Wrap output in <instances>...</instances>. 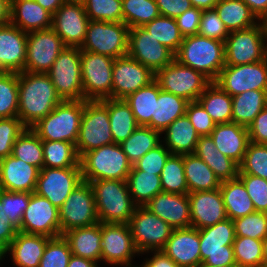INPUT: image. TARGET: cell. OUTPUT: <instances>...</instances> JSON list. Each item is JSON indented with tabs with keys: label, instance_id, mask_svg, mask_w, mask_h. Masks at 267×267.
<instances>
[{
	"label": "cell",
	"instance_id": "cell-1",
	"mask_svg": "<svg viewBox=\"0 0 267 267\" xmlns=\"http://www.w3.org/2000/svg\"><path fill=\"white\" fill-rule=\"evenodd\" d=\"M18 118L27 127L46 117L63 100L47 73H18Z\"/></svg>",
	"mask_w": 267,
	"mask_h": 267
},
{
	"label": "cell",
	"instance_id": "cell-2",
	"mask_svg": "<svg viewBox=\"0 0 267 267\" xmlns=\"http://www.w3.org/2000/svg\"><path fill=\"white\" fill-rule=\"evenodd\" d=\"M224 42L200 35L185 36L174 59L214 82L225 66Z\"/></svg>",
	"mask_w": 267,
	"mask_h": 267
},
{
	"label": "cell",
	"instance_id": "cell-3",
	"mask_svg": "<svg viewBox=\"0 0 267 267\" xmlns=\"http://www.w3.org/2000/svg\"><path fill=\"white\" fill-rule=\"evenodd\" d=\"M90 184L99 222L128 224L136 205L127 182L108 179L91 181Z\"/></svg>",
	"mask_w": 267,
	"mask_h": 267
},
{
	"label": "cell",
	"instance_id": "cell-4",
	"mask_svg": "<svg viewBox=\"0 0 267 267\" xmlns=\"http://www.w3.org/2000/svg\"><path fill=\"white\" fill-rule=\"evenodd\" d=\"M83 112V100L62 101L30 129L42 141H66L76 145Z\"/></svg>",
	"mask_w": 267,
	"mask_h": 267
},
{
	"label": "cell",
	"instance_id": "cell-5",
	"mask_svg": "<svg viewBox=\"0 0 267 267\" xmlns=\"http://www.w3.org/2000/svg\"><path fill=\"white\" fill-rule=\"evenodd\" d=\"M82 179L86 182L95 180L126 181L132 170V163L117 143L104 145L88 151L80 157Z\"/></svg>",
	"mask_w": 267,
	"mask_h": 267
},
{
	"label": "cell",
	"instance_id": "cell-6",
	"mask_svg": "<svg viewBox=\"0 0 267 267\" xmlns=\"http://www.w3.org/2000/svg\"><path fill=\"white\" fill-rule=\"evenodd\" d=\"M267 36L263 21L256 26L232 31L224 42L225 65H243L267 58Z\"/></svg>",
	"mask_w": 267,
	"mask_h": 267
},
{
	"label": "cell",
	"instance_id": "cell-7",
	"mask_svg": "<svg viewBox=\"0 0 267 267\" xmlns=\"http://www.w3.org/2000/svg\"><path fill=\"white\" fill-rule=\"evenodd\" d=\"M128 34L129 27L124 22L90 20L79 48L113 59L123 57L128 52Z\"/></svg>",
	"mask_w": 267,
	"mask_h": 267
},
{
	"label": "cell",
	"instance_id": "cell-8",
	"mask_svg": "<svg viewBox=\"0 0 267 267\" xmlns=\"http://www.w3.org/2000/svg\"><path fill=\"white\" fill-rule=\"evenodd\" d=\"M199 236L201 263L212 267L236 265L233 251L236 235L231 219L199 229Z\"/></svg>",
	"mask_w": 267,
	"mask_h": 267
},
{
	"label": "cell",
	"instance_id": "cell-9",
	"mask_svg": "<svg viewBox=\"0 0 267 267\" xmlns=\"http://www.w3.org/2000/svg\"><path fill=\"white\" fill-rule=\"evenodd\" d=\"M63 101L86 100L83 93L81 49L66 46L47 72Z\"/></svg>",
	"mask_w": 267,
	"mask_h": 267
},
{
	"label": "cell",
	"instance_id": "cell-10",
	"mask_svg": "<svg viewBox=\"0 0 267 267\" xmlns=\"http://www.w3.org/2000/svg\"><path fill=\"white\" fill-rule=\"evenodd\" d=\"M113 143L107 107L100 100H84L76 150L84 153Z\"/></svg>",
	"mask_w": 267,
	"mask_h": 267
},
{
	"label": "cell",
	"instance_id": "cell-11",
	"mask_svg": "<svg viewBox=\"0 0 267 267\" xmlns=\"http://www.w3.org/2000/svg\"><path fill=\"white\" fill-rule=\"evenodd\" d=\"M159 87L187 101H197L199 96L212 83L202 72L185 66L175 59L155 73Z\"/></svg>",
	"mask_w": 267,
	"mask_h": 267
},
{
	"label": "cell",
	"instance_id": "cell-12",
	"mask_svg": "<svg viewBox=\"0 0 267 267\" xmlns=\"http://www.w3.org/2000/svg\"><path fill=\"white\" fill-rule=\"evenodd\" d=\"M113 58L81 50L83 93L86 100L113 98Z\"/></svg>",
	"mask_w": 267,
	"mask_h": 267
},
{
	"label": "cell",
	"instance_id": "cell-13",
	"mask_svg": "<svg viewBox=\"0 0 267 267\" xmlns=\"http://www.w3.org/2000/svg\"><path fill=\"white\" fill-rule=\"evenodd\" d=\"M128 225L139 254L162 250L173 231L145 206H136Z\"/></svg>",
	"mask_w": 267,
	"mask_h": 267
},
{
	"label": "cell",
	"instance_id": "cell-14",
	"mask_svg": "<svg viewBox=\"0 0 267 267\" xmlns=\"http://www.w3.org/2000/svg\"><path fill=\"white\" fill-rule=\"evenodd\" d=\"M61 235L68 230L99 222L90 182L82 181L59 208Z\"/></svg>",
	"mask_w": 267,
	"mask_h": 267
},
{
	"label": "cell",
	"instance_id": "cell-15",
	"mask_svg": "<svg viewBox=\"0 0 267 267\" xmlns=\"http://www.w3.org/2000/svg\"><path fill=\"white\" fill-rule=\"evenodd\" d=\"M214 83L231 97L240 93L267 91V58L243 65H225Z\"/></svg>",
	"mask_w": 267,
	"mask_h": 267
},
{
	"label": "cell",
	"instance_id": "cell-16",
	"mask_svg": "<svg viewBox=\"0 0 267 267\" xmlns=\"http://www.w3.org/2000/svg\"><path fill=\"white\" fill-rule=\"evenodd\" d=\"M65 47L52 28L28 32L24 71L47 73Z\"/></svg>",
	"mask_w": 267,
	"mask_h": 267
},
{
	"label": "cell",
	"instance_id": "cell-17",
	"mask_svg": "<svg viewBox=\"0 0 267 267\" xmlns=\"http://www.w3.org/2000/svg\"><path fill=\"white\" fill-rule=\"evenodd\" d=\"M83 181L81 167H43L38 175L35 193L60 208L71 192Z\"/></svg>",
	"mask_w": 267,
	"mask_h": 267
},
{
	"label": "cell",
	"instance_id": "cell-18",
	"mask_svg": "<svg viewBox=\"0 0 267 267\" xmlns=\"http://www.w3.org/2000/svg\"><path fill=\"white\" fill-rule=\"evenodd\" d=\"M139 255L128 224L102 223L101 260L111 265H132L133 257Z\"/></svg>",
	"mask_w": 267,
	"mask_h": 267
},
{
	"label": "cell",
	"instance_id": "cell-19",
	"mask_svg": "<svg viewBox=\"0 0 267 267\" xmlns=\"http://www.w3.org/2000/svg\"><path fill=\"white\" fill-rule=\"evenodd\" d=\"M127 55L149 68L154 74L174 60V53L142 26L129 28Z\"/></svg>",
	"mask_w": 267,
	"mask_h": 267
},
{
	"label": "cell",
	"instance_id": "cell-20",
	"mask_svg": "<svg viewBox=\"0 0 267 267\" xmlns=\"http://www.w3.org/2000/svg\"><path fill=\"white\" fill-rule=\"evenodd\" d=\"M18 231L43 235L49 238L61 235L59 209L47 198L31 193L28 207L24 211Z\"/></svg>",
	"mask_w": 267,
	"mask_h": 267
},
{
	"label": "cell",
	"instance_id": "cell-21",
	"mask_svg": "<svg viewBox=\"0 0 267 267\" xmlns=\"http://www.w3.org/2000/svg\"><path fill=\"white\" fill-rule=\"evenodd\" d=\"M155 80V74L139 61L126 55L113 63V99H125Z\"/></svg>",
	"mask_w": 267,
	"mask_h": 267
},
{
	"label": "cell",
	"instance_id": "cell-22",
	"mask_svg": "<svg viewBox=\"0 0 267 267\" xmlns=\"http://www.w3.org/2000/svg\"><path fill=\"white\" fill-rule=\"evenodd\" d=\"M89 18L81 4L63 3L53 14L52 29L69 47H80L85 39Z\"/></svg>",
	"mask_w": 267,
	"mask_h": 267
},
{
	"label": "cell",
	"instance_id": "cell-23",
	"mask_svg": "<svg viewBox=\"0 0 267 267\" xmlns=\"http://www.w3.org/2000/svg\"><path fill=\"white\" fill-rule=\"evenodd\" d=\"M191 226L202 229L227 219L220 189L188 193Z\"/></svg>",
	"mask_w": 267,
	"mask_h": 267
},
{
	"label": "cell",
	"instance_id": "cell-24",
	"mask_svg": "<svg viewBox=\"0 0 267 267\" xmlns=\"http://www.w3.org/2000/svg\"><path fill=\"white\" fill-rule=\"evenodd\" d=\"M163 251L178 267H198L201 264L199 229H173Z\"/></svg>",
	"mask_w": 267,
	"mask_h": 267
},
{
	"label": "cell",
	"instance_id": "cell-25",
	"mask_svg": "<svg viewBox=\"0 0 267 267\" xmlns=\"http://www.w3.org/2000/svg\"><path fill=\"white\" fill-rule=\"evenodd\" d=\"M27 51V32L11 23L0 26V71H24Z\"/></svg>",
	"mask_w": 267,
	"mask_h": 267
},
{
	"label": "cell",
	"instance_id": "cell-26",
	"mask_svg": "<svg viewBox=\"0 0 267 267\" xmlns=\"http://www.w3.org/2000/svg\"><path fill=\"white\" fill-rule=\"evenodd\" d=\"M145 207L173 229L191 227L188 194L161 192L152 198Z\"/></svg>",
	"mask_w": 267,
	"mask_h": 267
},
{
	"label": "cell",
	"instance_id": "cell-27",
	"mask_svg": "<svg viewBox=\"0 0 267 267\" xmlns=\"http://www.w3.org/2000/svg\"><path fill=\"white\" fill-rule=\"evenodd\" d=\"M40 169L12 155L0 160V190L33 193Z\"/></svg>",
	"mask_w": 267,
	"mask_h": 267
},
{
	"label": "cell",
	"instance_id": "cell-28",
	"mask_svg": "<svg viewBox=\"0 0 267 267\" xmlns=\"http://www.w3.org/2000/svg\"><path fill=\"white\" fill-rule=\"evenodd\" d=\"M216 148L239 165L250 143L248 127L234 122L216 124L210 134Z\"/></svg>",
	"mask_w": 267,
	"mask_h": 267
},
{
	"label": "cell",
	"instance_id": "cell-29",
	"mask_svg": "<svg viewBox=\"0 0 267 267\" xmlns=\"http://www.w3.org/2000/svg\"><path fill=\"white\" fill-rule=\"evenodd\" d=\"M52 17L35 0H11L10 23L24 32L52 28Z\"/></svg>",
	"mask_w": 267,
	"mask_h": 267
},
{
	"label": "cell",
	"instance_id": "cell-30",
	"mask_svg": "<svg viewBox=\"0 0 267 267\" xmlns=\"http://www.w3.org/2000/svg\"><path fill=\"white\" fill-rule=\"evenodd\" d=\"M50 238L18 231L7 247V253L16 267H39L46 244Z\"/></svg>",
	"mask_w": 267,
	"mask_h": 267
},
{
	"label": "cell",
	"instance_id": "cell-31",
	"mask_svg": "<svg viewBox=\"0 0 267 267\" xmlns=\"http://www.w3.org/2000/svg\"><path fill=\"white\" fill-rule=\"evenodd\" d=\"M69 244L72 255L101 261L102 222L78 227L62 234Z\"/></svg>",
	"mask_w": 267,
	"mask_h": 267
},
{
	"label": "cell",
	"instance_id": "cell-32",
	"mask_svg": "<svg viewBox=\"0 0 267 267\" xmlns=\"http://www.w3.org/2000/svg\"><path fill=\"white\" fill-rule=\"evenodd\" d=\"M194 154L211 168L220 182L235 179L239 175L240 165L222 154L210 135L199 137Z\"/></svg>",
	"mask_w": 267,
	"mask_h": 267
},
{
	"label": "cell",
	"instance_id": "cell-33",
	"mask_svg": "<svg viewBox=\"0 0 267 267\" xmlns=\"http://www.w3.org/2000/svg\"><path fill=\"white\" fill-rule=\"evenodd\" d=\"M163 132L164 145L172 154L194 153L200 136L186 114L172 122Z\"/></svg>",
	"mask_w": 267,
	"mask_h": 267
},
{
	"label": "cell",
	"instance_id": "cell-34",
	"mask_svg": "<svg viewBox=\"0 0 267 267\" xmlns=\"http://www.w3.org/2000/svg\"><path fill=\"white\" fill-rule=\"evenodd\" d=\"M100 101L108 110L113 143L127 140L139 126L129 104L124 99L105 98Z\"/></svg>",
	"mask_w": 267,
	"mask_h": 267
},
{
	"label": "cell",
	"instance_id": "cell-35",
	"mask_svg": "<svg viewBox=\"0 0 267 267\" xmlns=\"http://www.w3.org/2000/svg\"><path fill=\"white\" fill-rule=\"evenodd\" d=\"M219 189L228 219L233 221L255 212L253 201L248 196L247 189L239 177L221 182Z\"/></svg>",
	"mask_w": 267,
	"mask_h": 267
},
{
	"label": "cell",
	"instance_id": "cell-36",
	"mask_svg": "<svg viewBox=\"0 0 267 267\" xmlns=\"http://www.w3.org/2000/svg\"><path fill=\"white\" fill-rule=\"evenodd\" d=\"M188 103L185 98L160 88L158 100H155V118H151L147 126L163 134L172 122L185 115Z\"/></svg>",
	"mask_w": 267,
	"mask_h": 267
},
{
	"label": "cell",
	"instance_id": "cell-37",
	"mask_svg": "<svg viewBox=\"0 0 267 267\" xmlns=\"http://www.w3.org/2000/svg\"><path fill=\"white\" fill-rule=\"evenodd\" d=\"M183 164L188 193L220 188V180L211 168L194 153L183 155Z\"/></svg>",
	"mask_w": 267,
	"mask_h": 267
},
{
	"label": "cell",
	"instance_id": "cell-38",
	"mask_svg": "<svg viewBox=\"0 0 267 267\" xmlns=\"http://www.w3.org/2000/svg\"><path fill=\"white\" fill-rule=\"evenodd\" d=\"M214 8L229 32L250 28L260 23L242 0H220Z\"/></svg>",
	"mask_w": 267,
	"mask_h": 267
},
{
	"label": "cell",
	"instance_id": "cell-39",
	"mask_svg": "<svg viewBox=\"0 0 267 267\" xmlns=\"http://www.w3.org/2000/svg\"><path fill=\"white\" fill-rule=\"evenodd\" d=\"M267 106V91L251 90L232 97V122L249 127Z\"/></svg>",
	"mask_w": 267,
	"mask_h": 267
},
{
	"label": "cell",
	"instance_id": "cell-40",
	"mask_svg": "<svg viewBox=\"0 0 267 267\" xmlns=\"http://www.w3.org/2000/svg\"><path fill=\"white\" fill-rule=\"evenodd\" d=\"M197 101L215 124L232 122V97L212 82Z\"/></svg>",
	"mask_w": 267,
	"mask_h": 267
},
{
	"label": "cell",
	"instance_id": "cell-41",
	"mask_svg": "<svg viewBox=\"0 0 267 267\" xmlns=\"http://www.w3.org/2000/svg\"><path fill=\"white\" fill-rule=\"evenodd\" d=\"M159 84L154 80L124 100L129 104L139 126H147L155 118V100H158Z\"/></svg>",
	"mask_w": 267,
	"mask_h": 267
},
{
	"label": "cell",
	"instance_id": "cell-42",
	"mask_svg": "<svg viewBox=\"0 0 267 267\" xmlns=\"http://www.w3.org/2000/svg\"><path fill=\"white\" fill-rule=\"evenodd\" d=\"M127 185L136 206H145L158 193L163 192L160 175L145 171H130Z\"/></svg>",
	"mask_w": 267,
	"mask_h": 267
},
{
	"label": "cell",
	"instance_id": "cell-43",
	"mask_svg": "<svg viewBox=\"0 0 267 267\" xmlns=\"http://www.w3.org/2000/svg\"><path fill=\"white\" fill-rule=\"evenodd\" d=\"M162 134L148 126H138L131 136L121 142L123 152L129 161L134 165L147 152L158 146Z\"/></svg>",
	"mask_w": 267,
	"mask_h": 267
},
{
	"label": "cell",
	"instance_id": "cell-44",
	"mask_svg": "<svg viewBox=\"0 0 267 267\" xmlns=\"http://www.w3.org/2000/svg\"><path fill=\"white\" fill-rule=\"evenodd\" d=\"M43 167L68 168L80 167V157L76 145L66 141H42Z\"/></svg>",
	"mask_w": 267,
	"mask_h": 267
},
{
	"label": "cell",
	"instance_id": "cell-45",
	"mask_svg": "<svg viewBox=\"0 0 267 267\" xmlns=\"http://www.w3.org/2000/svg\"><path fill=\"white\" fill-rule=\"evenodd\" d=\"M142 27L174 54L178 51L184 39V36L181 34L177 26L175 18L159 15Z\"/></svg>",
	"mask_w": 267,
	"mask_h": 267
},
{
	"label": "cell",
	"instance_id": "cell-46",
	"mask_svg": "<svg viewBox=\"0 0 267 267\" xmlns=\"http://www.w3.org/2000/svg\"><path fill=\"white\" fill-rule=\"evenodd\" d=\"M12 156L41 170L44 159L42 140L30 128H26L14 142Z\"/></svg>",
	"mask_w": 267,
	"mask_h": 267
},
{
	"label": "cell",
	"instance_id": "cell-47",
	"mask_svg": "<svg viewBox=\"0 0 267 267\" xmlns=\"http://www.w3.org/2000/svg\"><path fill=\"white\" fill-rule=\"evenodd\" d=\"M122 14L129 28L143 26L160 15L156 0H122Z\"/></svg>",
	"mask_w": 267,
	"mask_h": 267
},
{
	"label": "cell",
	"instance_id": "cell-48",
	"mask_svg": "<svg viewBox=\"0 0 267 267\" xmlns=\"http://www.w3.org/2000/svg\"><path fill=\"white\" fill-rule=\"evenodd\" d=\"M160 179L163 192L188 194L183 155L171 154L169 156L162 169Z\"/></svg>",
	"mask_w": 267,
	"mask_h": 267
},
{
	"label": "cell",
	"instance_id": "cell-49",
	"mask_svg": "<svg viewBox=\"0 0 267 267\" xmlns=\"http://www.w3.org/2000/svg\"><path fill=\"white\" fill-rule=\"evenodd\" d=\"M18 73L0 71V119L18 117Z\"/></svg>",
	"mask_w": 267,
	"mask_h": 267
},
{
	"label": "cell",
	"instance_id": "cell-50",
	"mask_svg": "<svg viewBox=\"0 0 267 267\" xmlns=\"http://www.w3.org/2000/svg\"><path fill=\"white\" fill-rule=\"evenodd\" d=\"M235 263L238 267H263V241L236 236L233 242Z\"/></svg>",
	"mask_w": 267,
	"mask_h": 267
},
{
	"label": "cell",
	"instance_id": "cell-51",
	"mask_svg": "<svg viewBox=\"0 0 267 267\" xmlns=\"http://www.w3.org/2000/svg\"><path fill=\"white\" fill-rule=\"evenodd\" d=\"M89 20L123 22L122 0H85Z\"/></svg>",
	"mask_w": 267,
	"mask_h": 267
},
{
	"label": "cell",
	"instance_id": "cell-52",
	"mask_svg": "<svg viewBox=\"0 0 267 267\" xmlns=\"http://www.w3.org/2000/svg\"><path fill=\"white\" fill-rule=\"evenodd\" d=\"M239 174L254 175L267 180V144H248Z\"/></svg>",
	"mask_w": 267,
	"mask_h": 267
},
{
	"label": "cell",
	"instance_id": "cell-53",
	"mask_svg": "<svg viewBox=\"0 0 267 267\" xmlns=\"http://www.w3.org/2000/svg\"><path fill=\"white\" fill-rule=\"evenodd\" d=\"M72 252L63 235L50 238L44 249L39 267H67Z\"/></svg>",
	"mask_w": 267,
	"mask_h": 267
},
{
	"label": "cell",
	"instance_id": "cell-54",
	"mask_svg": "<svg viewBox=\"0 0 267 267\" xmlns=\"http://www.w3.org/2000/svg\"><path fill=\"white\" fill-rule=\"evenodd\" d=\"M235 235L263 240L267 236V213L255 211L233 220Z\"/></svg>",
	"mask_w": 267,
	"mask_h": 267
},
{
	"label": "cell",
	"instance_id": "cell-55",
	"mask_svg": "<svg viewBox=\"0 0 267 267\" xmlns=\"http://www.w3.org/2000/svg\"><path fill=\"white\" fill-rule=\"evenodd\" d=\"M30 192H11L0 190V199L3 211L9 218V222L17 229L21 226L24 211L28 207Z\"/></svg>",
	"mask_w": 267,
	"mask_h": 267
},
{
	"label": "cell",
	"instance_id": "cell-56",
	"mask_svg": "<svg viewBox=\"0 0 267 267\" xmlns=\"http://www.w3.org/2000/svg\"><path fill=\"white\" fill-rule=\"evenodd\" d=\"M26 128L18 117L0 119V160L12 155L14 142Z\"/></svg>",
	"mask_w": 267,
	"mask_h": 267
},
{
	"label": "cell",
	"instance_id": "cell-57",
	"mask_svg": "<svg viewBox=\"0 0 267 267\" xmlns=\"http://www.w3.org/2000/svg\"><path fill=\"white\" fill-rule=\"evenodd\" d=\"M171 154L161 142L139 159L133 165L131 171H145L146 173L161 175L162 169Z\"/></svg>",
	"mask_w": 267,
	"mask_h": 267
},
{
	"label": "cell",
	"instance_id": "cell-58",
	"mask_svg": "<svg viewBox=\"0 0 267 267\" xmlns=\"http://www.w3.org/2000/svg\"><path fill=\"white\" fill-rule=\"evenodd\" d=\"M229 34L215 8L202 11L198 35L225 42Z\"/></svg>",
	"mask_w": 267,
	"mask_h": 267
},
{
	"label": "cell",
	"instance_id": "cell-59",
	"mask_svg": "<svg viewBox=\"0 0 267 267\" xmlns=\"http://www.w3.org/2000/svg\"><path fill=\"white\" fill-rule=\"evenodd\" d=\"M238 177L244 183L255 211L267 213V180L249 174H239Z\"/></svg>",
	"mask_w": 267,
	"mask_h": 267
},
{
	"label": "cell",
	"instance_id": "cell-60",
	"mask_svg": "<svg viewBox=\"0 0 267 267\" xmlns=\"http://www.w3.org/2000/svg\"><path fill=\"white\" fill-rule=\"evenodd\" d=\"M185 114L199 136H209L214 130L216 124L198 101L189 102Z\"/></svg>",
	"mask_w": 267,
	"mask_h": 267
},
{
	"label": "cell",
	"instance_id": "cell-61",
	"mask_svg": "<svg viewBox=\"0 0 267 267\" xmlns=\"http://www.w3.org/2000/svg\"><path fill=\"white\" fill-rule=\"evenodd\" d=\"M202 11V9L192 7L175 18L177 26L184 37L198 34Z\"/></svg>",
	"mask_w": 267,
	"mask_h": 267
},
{
	"label": "cell",
	"instance_id": "cell-62",
	"mask_svg": "<svg viewBox=\"0 0 267 267\" xmlns=\"http://www.w3.org/2000/svg\"><path fill=\"white\" fill-rule=\"evenodd\" d=\"M248 132L250 142L267 144V106L255 117Z\"/></svg>",
	"mask_w": 267,
	"mask_h": 267
},
{
	"label": "cell",
	"instance_id": "cell-63",
	"mask_svg": "<svg viewBox=\"0 0 267 267\" xmlns=\"http://www.w3.org/2000/svg\"><path fill=\"white\" fill-rule=\"evenodd\" d=\"M160 15L176 18L186 10L191 9L190 0H156Z\"/></svg>",
	"mask_w": 267,
	"mask_h": 267
},
{
	"label": "cell",
	"instance_id": "cell-64",
	"mask_svg": "<svg viewBox=\"0 0 267 267\" xmlns=\"http://www.w3.org/2000/svg\"><path fill=\"white\" fill-rule=\"evenodd\" d=\"M154 255L147 258L141 267H178L163 251H151ZM140 267V266H138Z\"/></svg>",
	"mask_w": 267,
	"mask_h": 267
},
{
	"label": "cell",
	"instance_id": "cell-65",
	"mask_svg": "<svg viewBox=\"0 0 267 267\" xmlns=\"http://www.w3.org/2000/svg\"><path fill=\"white\" fill-rule=\"evenodd\" d=\"M18 229L9 220H0V241L8 247L15 238Z\"/></svg>",
	"mask_w": 267,
	"mask_h": 267
},
{
	"label": "cell",
	"instance_id": "cell-66",
	"mask_svg": "<svg viewBox=\"0 0 267 267\" xmlns=\"http://www.w3.org/2000/svg\"><path fill=\"white\" fill-rule=\"evenodd\" d=\"M260 21L267 18V0H242Z\"/></svg>",
	"mask_w": 267,
	"mask_h": 267
},
{
	"label": "cell",
	"instance_id": "cell-67",
	"mask_svg": "<svg viewBox=\"0 0 267 267\" xmlns=\"http://www.w3.org/2000/svg\"><path fill=\"white\" fill-rule=\"evenodd\" d=\"M11 0H0V26L10 23Z\"/></svg>",
	"mask_w": 267,
	"mask_h": 267
},
{
	"label": "cell",
	"instance_id": "cell-68",
	"mask_svg": "<svg viewBox=\"0 0 267 267\" xmlns=\"http://www.w3.org/2000/svg\"><path fill=\"white\" fill-rule=\"evenodd\" d=\"M67 267H99L98 263L82 257L72 255Z\"/></svg>",
	"mask_w": 267,
	"mask_h": 267
},
{
	"label": "cell",
	"instance_id": "cell-69",
	"mask_svg": "<svg viewBox=\"0 0 267 267\" xmlns=\"http://www.w3.org/2000/svg\"><path fill=\"white\" fill-rule=\"evenodd\" d=\"M40 6L52 15L63 5L64 0H35Z\"/></svg>",
	"mask_w": 267,
	"mask_h": 267
},
{
	"label": "cell",
	"instance_id": "cell-70",
	"mask_svg": "<svg viewBox=\"0 0 267 267\" xmlns=\"http://www.w3.org/2000/svg\"><path fill=\"white\" fill-rule=\"evenodd\" d=\"M192 6L202 10L212 9L220 0H190Z\"/></svg>",
	"mask_w": 267,
	"mask_h": 267
},
{
	"label": "cell",
	"instance_id": "cell-71",
	"mask_svg": "<svg viewBox=\"0 0 267 267\" xmlns=\"http://www.w3.org/2000/svg\"><path fill=\"white\" fill-rule=\"evenodd\" d=\"M263 241V267H267V236Z\"/></svg>",
	"mask_w": 267,
	"mask_h": 267
},
{
	"label": "cell",
	"instance_id": "cell-72",
	"mask_svg": "<svg viewBox=\"0 0 267 267\" xmlns=\"http://www.w3.org/2000/svg\"><path fill=\"white\" fill-rule=\"evenodd\" d=\"M7 254V247L0 241V262Z\"/></svg>",
	"mask_w": 267,
	"mask_h": 267
},
{
	"label": "cell",
	"instance_id": "cell-73",
	"mask_svg": "<svg viewBox=\"0 0 267 267\" xmlns=\"http://www.w3.org/2000/svg\"><path fill=\"white\" fill-rule=\"evenodd\" d=\"M3 205L0 199V220H9L8 216L5 214V211H3Z\"/></svg>",
	"mask_w": 267,
	"mask_h": 267
},
{
	"label": "cell",
	"instance_id": "cell-74",
	"mask_svg": "<svg viewBox=\"0 0 267 267\" xmlns=\"http://www.w3.org/2000/svg\"><path fill=\"white\" fill-rule=\"evenodd\" d=\"M64 3H71V4H81L85 3V0H64Z\"/></svg>",
	"mask_w": 267,
	"mask_h": 267
},
{
	"label": "cell",
	"instance_id": "cell-75",
	"mask_svg": "<svg viewBox=\"0 0 267 267\" xmlns=\"http://www.w3.org/2000/svg\"><path fill=\"white\" fill-rule=\"evenodd\" d=\"M198 267H212V266L205 265V264L201 263ZM219 267H238V266L237 265H229V266H219Z\"/></svg>",
	"mask_w": 267,
	"mask_h": 267
},
{
	"label": "cell",
	"instance_id": "cell-76",
	"mask_svg": "<svg viewBox=\"0 0 267 267\" xmlns=\"http://www.w3.org/2000/svg\"><path fill=\"white\" fill-rule=\"evenodd\" d=\"M265 28H266V36H267V18L263 21Z\"/></svg>",
	"mask_w": 267,
	"mask_h": 267
}]
</instances>
